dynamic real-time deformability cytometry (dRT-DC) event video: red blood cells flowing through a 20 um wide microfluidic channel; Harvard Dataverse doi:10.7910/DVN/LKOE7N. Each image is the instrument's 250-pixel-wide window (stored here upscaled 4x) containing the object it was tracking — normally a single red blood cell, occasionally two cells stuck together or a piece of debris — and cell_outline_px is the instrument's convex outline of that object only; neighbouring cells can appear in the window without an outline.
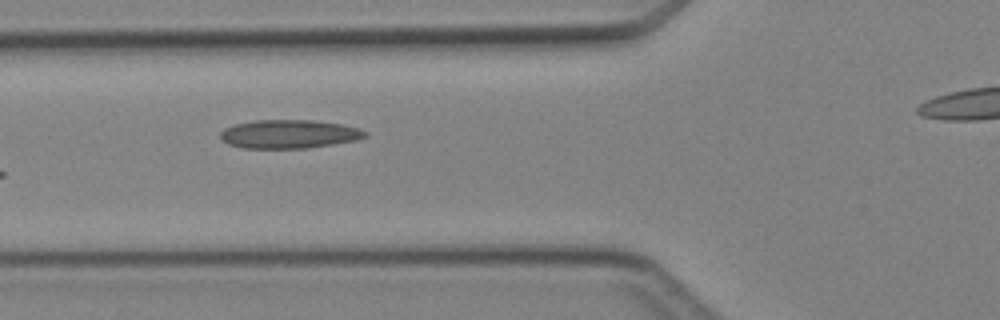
{"species": "Egyptian fruit bat (a non-hibernating species)", "species_latin": "Rousettus aegyptiacus", "temperature_condition": "cold", "stored_images_in_passage": 5, "camera_frame_rate_fps": 3000, "um_per_image_px": 0.085, "animal": {"sex": "female"}, "frame": {"image": 1, "passage_image": 4, "time_ms": 4.333, "image_size_px": [1000, 320], "cell_outline_px": [[368, 136], [356, 140], [308, 148], [244, 148], [228, 144], [220, 136], [220, 132], [224, 128], [236, 124], [256, 120], [312, 120], [340, 124], [356, 128], [368, 132]], "centroid_in_image_um": [24.57, 11.4], "position_along_channel_um": 101.2, "area_um2": 23.93}}
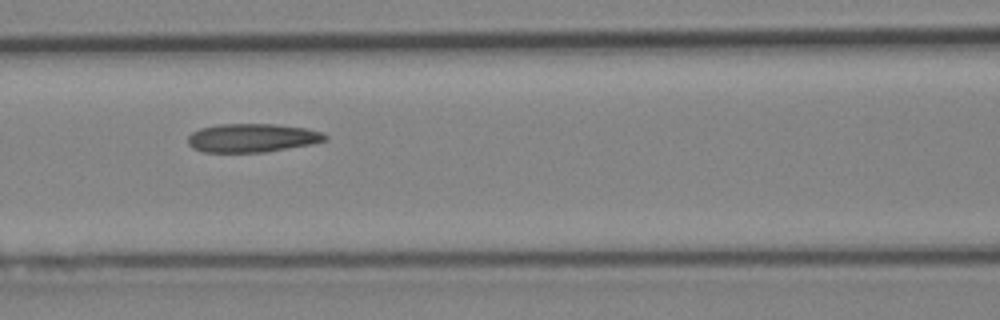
{"frame": {"image": 2, "passage_image": 5, "time_ms": 5.333, "image_size_px": [1000, 320], "cell_outline_px": [[328, 140], [312, 144], [264, 152], [204, 152], [192, 148], [188, 144], [188, 136], [192, 132], [200, 128], [220, 124], [276, 124], [308, 128], [324, 132], [328, 136]], "centroid_in_image_um": [21.47, 11.71], "position_along_channel_um": 145.1, "area_um2": 23.06}}